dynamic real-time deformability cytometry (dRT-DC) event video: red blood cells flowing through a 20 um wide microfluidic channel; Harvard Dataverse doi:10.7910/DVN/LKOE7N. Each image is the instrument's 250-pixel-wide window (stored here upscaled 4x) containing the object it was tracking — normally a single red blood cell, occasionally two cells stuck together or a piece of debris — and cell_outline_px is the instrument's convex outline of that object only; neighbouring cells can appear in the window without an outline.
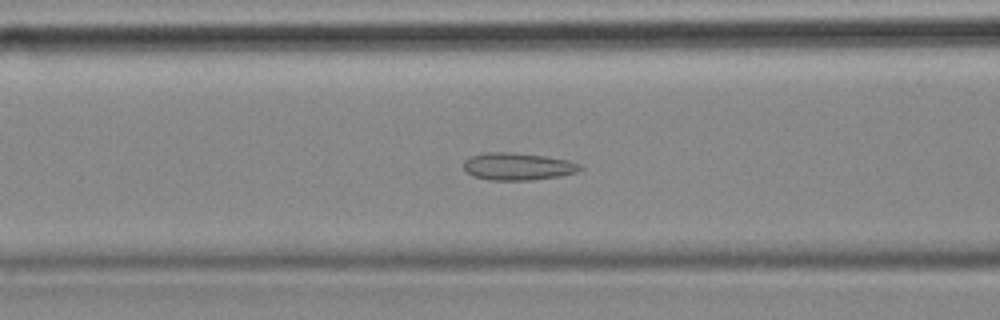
{"species": "common noctule bat (a hibernating species)", "species_latin": "Nyctalus noctula", "temperature_condition": "cold", "stored_images_in_passage": 56, "camera_frame_rate_fps": 3000, "um_per_image_px": 0.085, "animal": {"sex": "female", "body_mass_g": 18.4}, "frame": {"image": 1, "passage_image": 22, "time_ms": 7.0, "image_size_px": [1000, 320], "cell_outline_px": [[584, 168], [576, 172], [560, 176], [532, 180], [488, 180], [472, 176], [464, 168], [464, 160], [472, 156], [484, 152], [504, 152], [544, 156], [568, 160], [580, 164]], "centroid_in_image_um": [44.01, 14.16], "position_along_channel_um": 122.6, "area_um2": 18.5}}
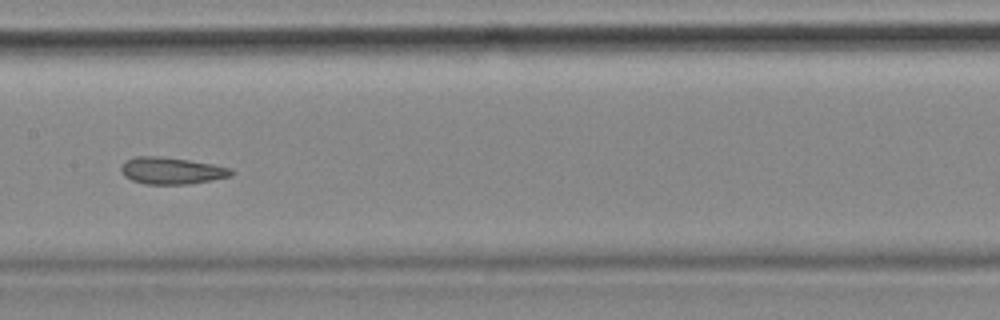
{"frame": {"image": 2, "passage_image": 28, "time_ms": 9.0, "image_size_px": [1000, 320], "cell_outline_px": [[236, 172], [232, 176], [212, 180], [188, 184], [144, 184], [132, 180], [124, 176], [120, 172], [120, 164], [124, 160], [136, 156], [160, 156], [188, 160], [212, 164], [232, 168]], "centroid_in_image_um": [14.56, 14.5], "position_along_channel_um": 192.8, "area_um2": 17.51}}
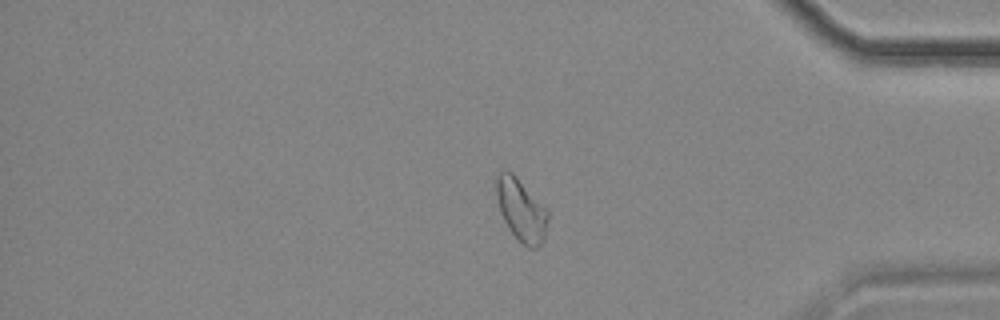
{"frame": {"image": 3, "passage_image": 47, "time_ms": 15.333, "image_size_px": [1000, 320], "cell_outline_px": [[548, 220], [544, 240], [536, 248], [528, 248], [508, 228], [500, 212], [496, 196], [496, 176], [504, 168], [508, 168], [548, 208]], "centroid_in_image_um": [44.31, 17.8], "position_along_channel_um": 390.9, "area_um2": 18.96}, "authors_computed_cell_mechanics": {"area_um2": 18.9873, "velocity_mm_per_s": 3.5149, "shape_relaxation_time_tau1_ms": null, "shape_relaxation_time_tau2_ms": 2.1829, "deformation_change_tau1": null, "deformation_change_tau2": 0.0651}}